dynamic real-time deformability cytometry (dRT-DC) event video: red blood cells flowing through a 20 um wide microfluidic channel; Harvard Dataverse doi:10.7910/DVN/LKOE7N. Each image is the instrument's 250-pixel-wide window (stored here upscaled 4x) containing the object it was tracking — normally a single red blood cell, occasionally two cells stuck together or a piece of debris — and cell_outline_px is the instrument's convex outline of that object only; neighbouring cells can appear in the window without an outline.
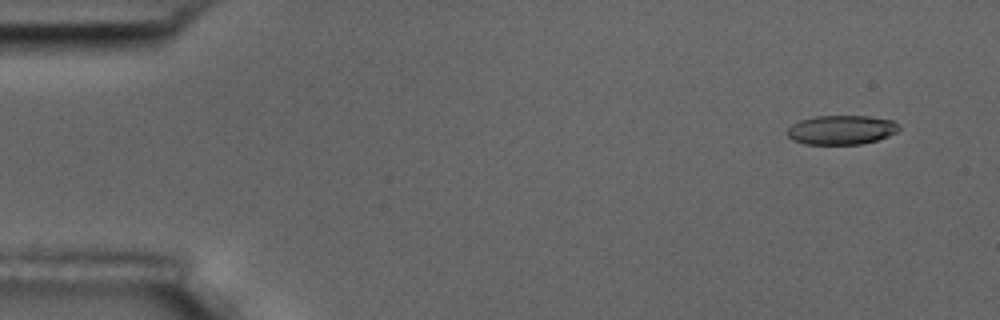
{"species": "common noctule bat (a hibernating species)", "species_latin": "Nyctalus noctula", "temperature_condition": "room temperature", "stored_images_in_passage": 4, "camera_frame_rate_fps": 3000, "um_per_image_px": 0.085, "animal": {"sex": "male", "body_mass_g": 17.5, "forearm_length_mm": 52.3}, "frame": {"image": 1, "passage_image": 1, "time_ms": 0.0, "image_size_px": [1000, 320], "cell_outline_px": [[900, 128], [896, 132], [888, 136], [876, 140], [860, 144], [804, 144], [792, 140], [788, 136], [788, 128], [792, 124], [800, 120], [816, 116], [868, 116], [892, 120]], "centroid_in_image_um": [71.49, 11.04], "position_along_channel_um": 13.5, "area_um2": 18.9}}
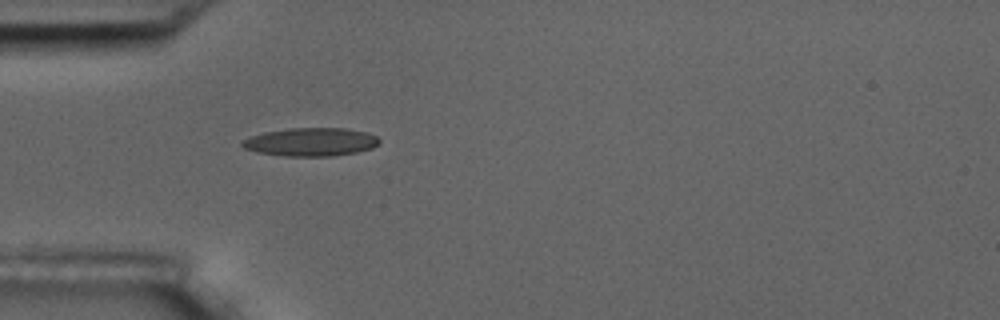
{"frame": {"image": 2, "passage_image": 4, "time_ms": 4.333, "image_size_px": [1000, 320], "cell_outline_px": [[380, 144], [372, 148], [356, 152], [332, 156], [284, 156], [256, 152], [244, 148], [240, 144], [244, 140], [252, 136], [264, 132], [288, 128], [344, 128], [368, 132], [376, 136], [380, 140]], "centroid_in_image_um": [26.44, 12.06], "position_along_channel_um": 58.6, "area_um2": 22.66}}